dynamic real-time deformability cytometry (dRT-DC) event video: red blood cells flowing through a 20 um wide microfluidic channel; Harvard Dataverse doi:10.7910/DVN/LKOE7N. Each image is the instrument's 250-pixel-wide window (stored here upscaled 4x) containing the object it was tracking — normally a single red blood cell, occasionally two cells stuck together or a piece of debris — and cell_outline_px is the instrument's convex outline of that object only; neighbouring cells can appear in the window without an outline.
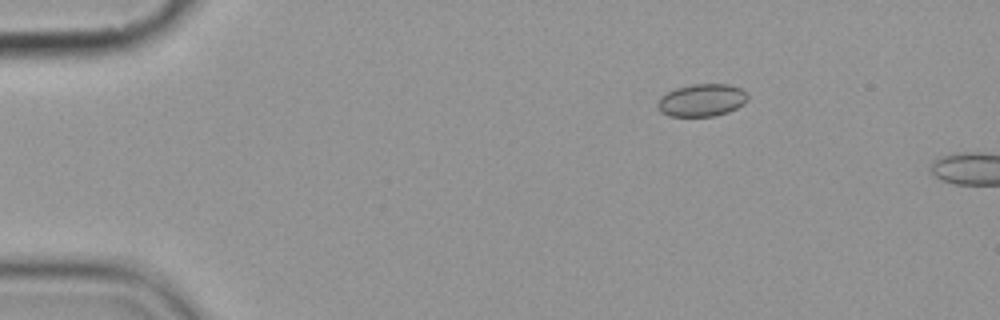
{"species": "common noctule bat (a hibernating species)", "species_latin": "Nyctalus noctula", "temperature_condition": "cold", "stored_images_in_passage": 4, "camera_frame_rate_fps": 3000, "um_per_image_px": 0.085, "animal": {"sex": "female", "body_mass_g": 19.9}, "frame": {"image": 1, "passage_image": 3, "time_ms": 3.0, "image_size_px": [1000, 320], "cell_outline_px": [[748, 100], [744, 104], [728, 112], [716, 116], [668, 116], [660, 112], [656, 108], [656, 104], [660, 96], [676, 88], [692, 84], [728, 84], [740, 88], [748, 92]], "centroid_in_image_um": [59.65, 8.52], "position_along_channel_um": 25.4, "area_um2": 17.34}}